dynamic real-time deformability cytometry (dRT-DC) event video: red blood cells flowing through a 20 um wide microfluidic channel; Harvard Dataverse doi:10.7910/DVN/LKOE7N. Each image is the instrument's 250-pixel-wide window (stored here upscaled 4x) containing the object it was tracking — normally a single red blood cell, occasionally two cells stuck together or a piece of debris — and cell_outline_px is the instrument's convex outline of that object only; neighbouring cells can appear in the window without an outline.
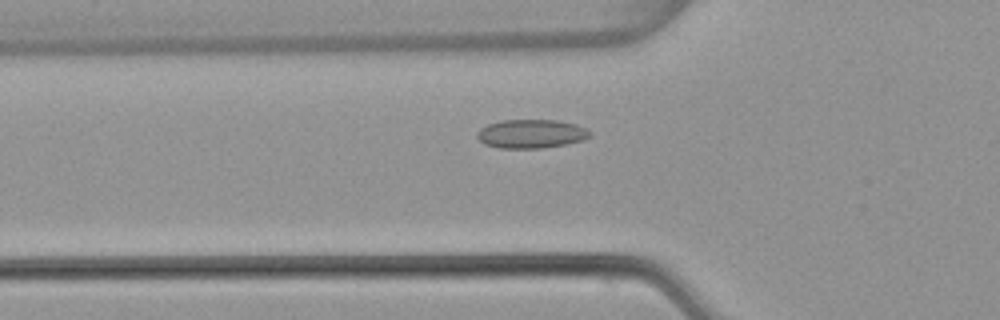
{"species": "common noctule bat (a hibernating species)", "species_latin": "Nyctalus noctula", "temperature_condition": "warm", "stored_images_in_passage": 50, "camera_frame_rate_fps": 3000, "um_per_image_px": 0.085, "animal": {"sex": "female", "body_mass_g": 22.7, "forearm_length_mm": 54.2}, "frame": {"image": 1, "passage_image": 15, "time_ms": 4.667, "image_size_px": [1000, 320], "cell_outline_px": [[592, 136], [584, 140], [544, 148], [500, 148], [484, 144], [476, 136], [476, 132], [480, 128], [488, 124], [500, 120], [556, 120], [576, 124], [588, 128], [592, 132]], "centroid_in_image_um": [45.17, 11.37], "position_along_channel_um": 80.6, "area_um2": 19.13}}
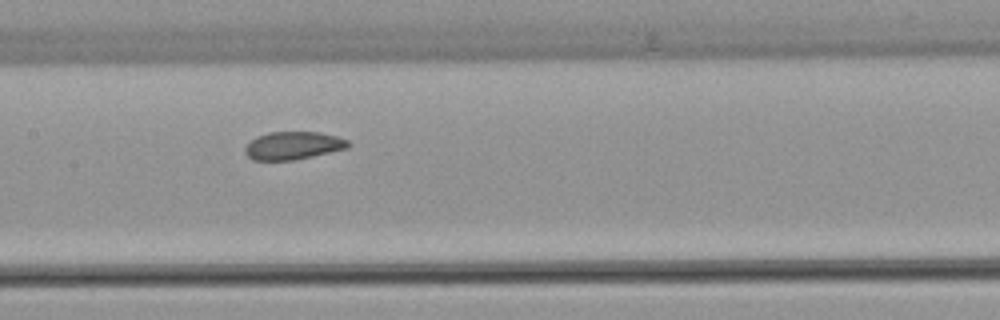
{"frame": {"image": 2, "passage_image": 23, "time_ms": 7.333, "image_size_px": [1000, 320], "cell_outline_px": [[352, 144], [348, 148], [312, 156], [292, 160], [252, 160], [244, 152], [244, 148], [256, 136], [268, 132], [320, 132], [336, 136], [348, 140]], "centroid_in_image_um": [24.92, 12.37], "position_along_channel_um": 182.5, "area_um2": 16.76}}
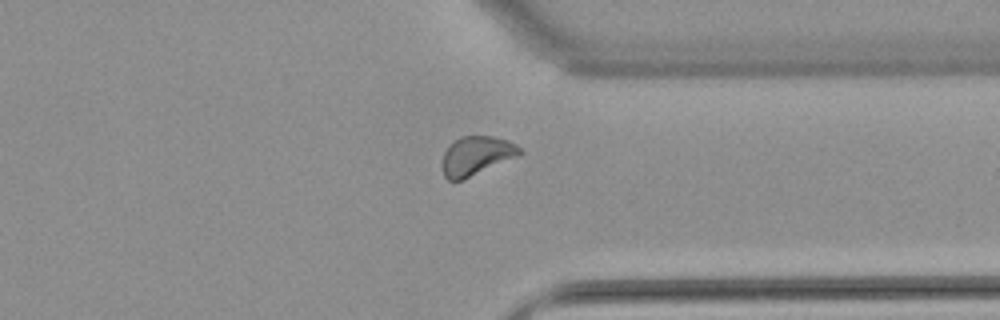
{"frame": {"image": 3, "passage_image": 38, "time_ms": 12.333, "image_size_px": [1000, 320], "cell_outline_px": [[524, 152], [520, 156], [464, 180], [448, 180], [444, 176], [440, 164], [444, 152], [460, 136], [492, 136], [508, 140], [516, 144]], "centroid_in_image_um": [40.51, 13.26], "position_along_channel_um": 370.9, "area_um2": 17.92}, "authors_computed_cell_mechanics": {"area_um2": 17.7735, "velocity_mm_per_s": 3.7967, "shape_relaxation_time_tau1_ms": null, "shape_relaxation_time_tau2_ms": 1.2728, "deformation_change_tau1": null, "deformation_change_tau2": 0.055}}